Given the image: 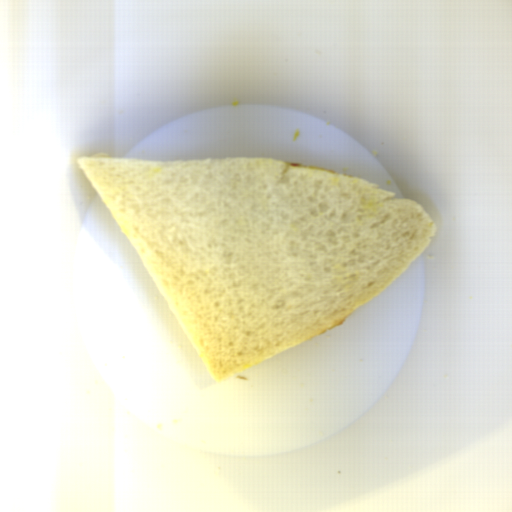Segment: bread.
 Segmentation results:
<instances>
[{
  "label": "bread",
  "instance_id": "obj_1",
  "mask_svg": "<svg viewBox=\"0 0 512 512\" xmlns=\"http://www.w3.org/2000/svg\"><path fill=\"white\" fill-rule=\"evenodd\" d=\"M76 163L215 381L348 317L437 229L390 189L284 160Z\"/></svg>",
  "mask_w": 512,
  "mask_h": 512
}]
</instances>
